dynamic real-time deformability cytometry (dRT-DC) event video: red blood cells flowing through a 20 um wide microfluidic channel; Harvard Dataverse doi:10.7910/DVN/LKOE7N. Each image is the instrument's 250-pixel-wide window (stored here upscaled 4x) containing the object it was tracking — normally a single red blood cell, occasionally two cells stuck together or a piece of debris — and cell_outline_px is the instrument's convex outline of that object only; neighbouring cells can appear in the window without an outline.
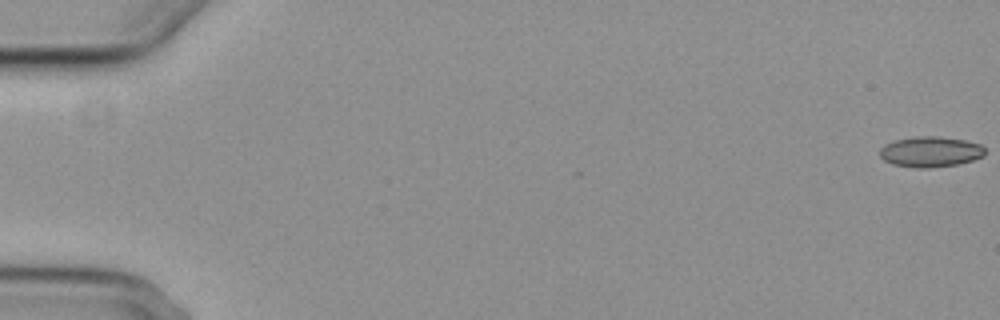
{"species": "common noctule bat (a hibernating species)", "species_latin": "Nyctalus noctula", "temperature_condition": "cold", "stored_images_in_passage": 4, "camera_frame_rate_fps": 3000, "um_per_image_px": 0.085, "animal": {"sex": "female", "body_mass_g": 29.2, "forearm_length_mm": 56.3}, "frame": {"image": 1, "passage_image": 1, "time_ms": 0.0, "image_size_px": [1000, 320], "cell_outline_px": [[984, 156], [972, 160], [956, 164], [928, 168], [916, 168], [892, 164], [884, 160], [880, 156], [880, 148], [884, 144], [896, 140], [916, 136], [940, 136], [964, 140], [980, 144], [984, 148]], "centroid_in_image_um": [79.07, 12.89], "position_along_channel_um": 5.9, "area_um2": 18.67}}